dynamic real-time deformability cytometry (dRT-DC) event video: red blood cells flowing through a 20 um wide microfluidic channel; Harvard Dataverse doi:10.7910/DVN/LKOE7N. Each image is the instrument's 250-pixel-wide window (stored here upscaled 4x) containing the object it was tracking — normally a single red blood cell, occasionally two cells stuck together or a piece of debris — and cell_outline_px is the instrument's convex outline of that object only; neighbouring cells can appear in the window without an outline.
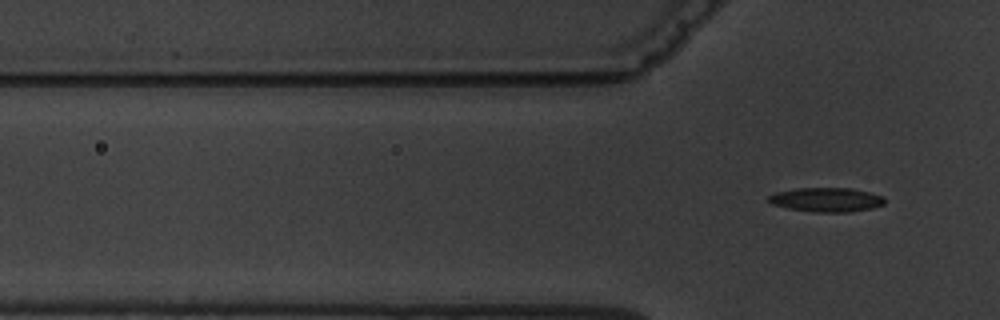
{"species": "common noctule bat (a hibernating species)", "species_latin": "Nyctalus noctula", "temperature_condition": "warm", "stored_images_in_passage": 5, "camera_frame_rate_fps": 3000, "um_per_image_px": 0.085, "animal": {"sex": "male", "body_mass_g": 19.5, "forearm_length_mm": 54.6}, "frame": {"image": 1, "passage_image": 5, "time_ms": 4.667, "image_size_px": [1000, 320], "cell_outline_px": [[884, 204], [872, 208], [848, 212], [816, 212], [788, 208], [772, 204], [768, 200], [768, 196], [776, 192], [796, 188], [852, 188], [884, 196]], "centroid_in_image_um": [70.25, 16.97], "position_along_channel_um": 55.6, "area_um2": 16.3}}